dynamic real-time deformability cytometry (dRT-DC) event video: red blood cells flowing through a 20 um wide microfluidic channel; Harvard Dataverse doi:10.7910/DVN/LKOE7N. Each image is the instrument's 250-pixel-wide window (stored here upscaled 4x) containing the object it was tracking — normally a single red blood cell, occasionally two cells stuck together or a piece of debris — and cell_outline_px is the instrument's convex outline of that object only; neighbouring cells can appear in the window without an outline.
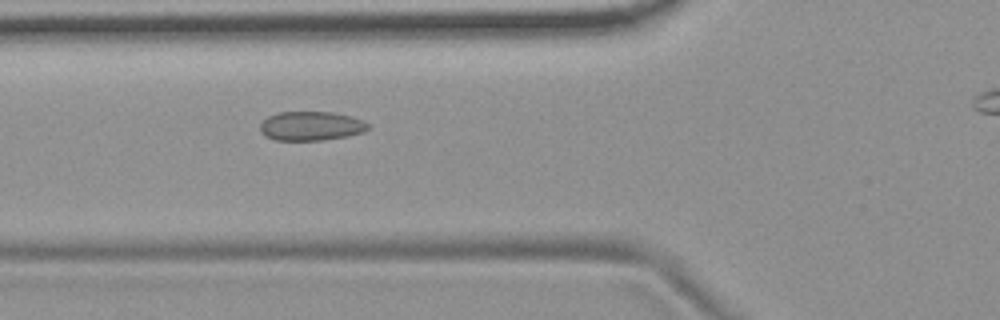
{"species": "common noctule bat (a hibernating species)", "species_latin": "Nyctalus noctula", "temperature_condition": "room temperature", "stored_images_in_passage": 3, "camera_frame_rate_fps": 3000, "um_per_image_px": 0.085, "animal": {"sex": "female", "body_mass_g": 19.9}, "frame": {"image": 1, "passage_image": 2, "time_ms": 1.0, "image_size_px": [1000, 320], "cell_outline_px": [[372, 128], [364, 132], [348, 136], [324, 140], [276, 140], [264, 136], [260, 132], [260, 124], [268, 116], [276, 112], [332, 112], [352, 116], [364, 120]], "centroid_in_image_um": [26.46, 10.71], "position_along_channel_um": 99.3, "area_um2": 18.61}}